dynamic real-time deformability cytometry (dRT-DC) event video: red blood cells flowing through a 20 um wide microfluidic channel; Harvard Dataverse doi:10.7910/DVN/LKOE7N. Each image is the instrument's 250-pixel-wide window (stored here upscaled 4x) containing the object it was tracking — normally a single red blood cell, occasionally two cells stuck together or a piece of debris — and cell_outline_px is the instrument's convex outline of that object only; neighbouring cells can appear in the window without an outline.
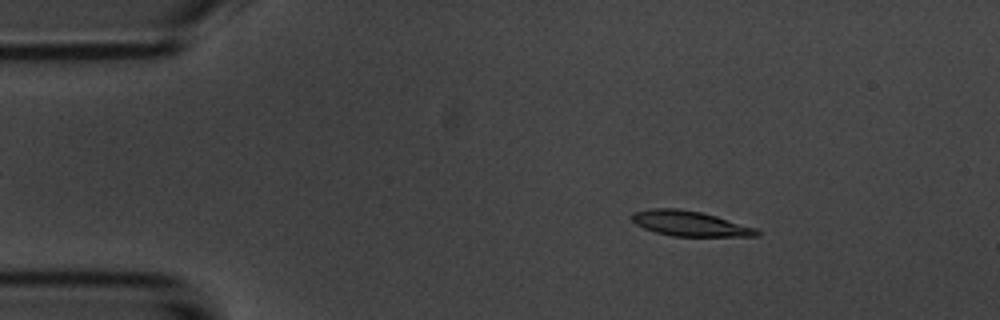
{"species": "common noctule bat (a hibernating species)", "species_latin": "Nyctalus noctula", "temperature_condition": "room temperature", "stored_images_in_passage": 3, "camera_frame_rate_fps": 3000, "um_per_image_px": 0.085, "animal": {"sex": "male", "body_mass_g": 20.1, "forearm_length_mm": 53.5}, "frame": {"image": 1, "passage_image": 1, "time_ms": 0.0, "image_size_px": [1000, 320], "cell_outline_px": [[764, 232], [760, 236], [672, 236], [656, 232], [644, 228], [636, 224], [628, 216], [632, 212], [652, 208], [676, 208], [700, 212], [716, 216], [756, 228]], "centroid_in_image_um": [58.63, 19.0], "position_along_channel_um": 26.4, "area_um2": 18.38}}